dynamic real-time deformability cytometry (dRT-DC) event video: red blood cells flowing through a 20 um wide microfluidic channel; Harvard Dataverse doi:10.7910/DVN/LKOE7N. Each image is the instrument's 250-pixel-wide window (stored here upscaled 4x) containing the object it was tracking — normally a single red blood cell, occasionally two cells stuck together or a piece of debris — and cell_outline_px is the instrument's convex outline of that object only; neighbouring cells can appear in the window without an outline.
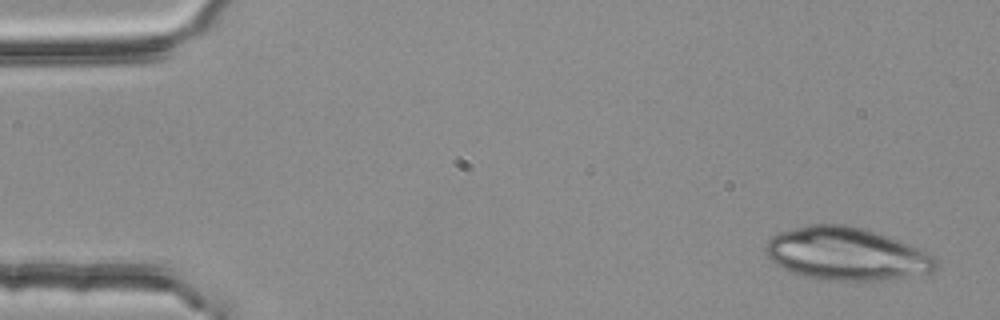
{"species": "common noctule bat (a hibernating species)", "species_latin": "Nyctalus noctula", "temperature_condition": "room temperature", "stored_images_in_passage": 4, "camera_frame_rate_fps": 3000, "um_per_image_px": 0.085, "animal": {"sex": "female", "body_mass_g": 25.1}, "frame": {"image": 1, "passage_image": 1, "time_ms": 0.0, "image_size_px": [1000, 320], "cell_outline_px": [[936, 268], [932, 272], [888, 280], [836, 280], [812, 276], [792, 272], [776, 264], [764, 252], [764, 248], [768, 240], [772, 236], [780, 232], [808, 224], [848, 224], [876, 232], [908, 244], [932, 256], [936, 260]], "centroid_in_image_um": [71.93, 21.56], "position_along_channel_um": 13.1, "area_um2": 51.62}}